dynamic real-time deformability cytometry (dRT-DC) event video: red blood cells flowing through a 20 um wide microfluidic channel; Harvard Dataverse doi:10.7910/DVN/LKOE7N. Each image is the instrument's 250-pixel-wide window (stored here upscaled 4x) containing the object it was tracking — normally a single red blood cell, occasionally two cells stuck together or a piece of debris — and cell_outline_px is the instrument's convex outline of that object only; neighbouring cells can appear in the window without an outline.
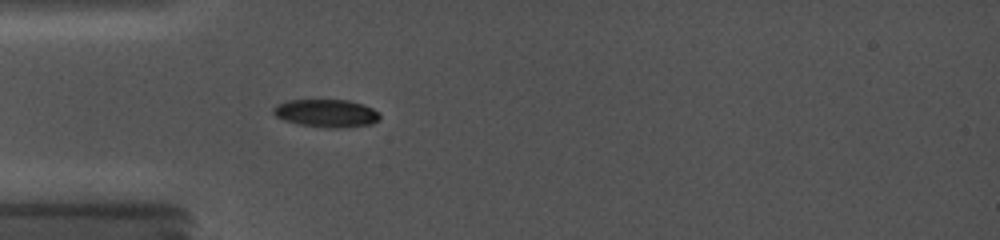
{"species": "common noctule bat (a hibernating species)", "species_latin": "Nyctalus noctula", "temperature_condition": "cold", "stored_images_in_passage": 3, "camera_frame_rate_fps": 5000, "um_per_image_px": 0.085, "animal": {"sex": "female", "body_mass_g": 19.0, "forearm_length_mm": 56.7}, "frame": {"image": 1, "passage_image": 1, "time_ms": 0.0, "image_size_px": [1000, 240], "cell_outline_px": [[380, 120], [372, 124], [348, 128], [324, 128], [296, 124], [284, 120], [276, 116], [268, 108], [276, 104], [288, 100], [348, 100], [364, 104], [380, 112]], "centroid_in_image_um": [27.73, 9.63], "position_along_channel_um": 57.3, "area_um2": 17.86}}